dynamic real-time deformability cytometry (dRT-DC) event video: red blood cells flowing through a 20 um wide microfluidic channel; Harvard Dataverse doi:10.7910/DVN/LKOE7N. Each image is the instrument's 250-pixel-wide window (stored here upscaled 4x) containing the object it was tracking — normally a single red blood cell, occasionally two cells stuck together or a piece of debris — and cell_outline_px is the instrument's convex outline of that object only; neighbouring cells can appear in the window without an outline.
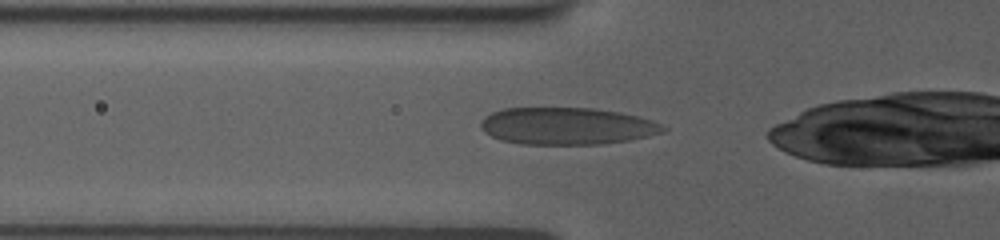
{"species": "human", "species_latin": "Homo sapiens", "temperature_condition": "room temperature", "stored_images_in_passage": 27, "camera_frame_rate_fps": 3000, "um_per_image_px": 0.085, "donor": {"sex": "female"}, "frame": {"image": 1, "passage_image": 2, "time_ms": 0.333, "image_size_px": [1000, 240], "cell_outline_px": [[668, 128], [664, 132], [648, 136], [628, 140], [600, 144], [520, 144], [500, 140], [484, 132], [480, 128], [480, 124], [484, 116], [492, 112], [504, 108], [592, 108], [620, 112], [652, 120]], "centroid_in_image_um": [48.16, 10.71], "position_along_channel_um": 77.6, "area_um2": 39.48}}
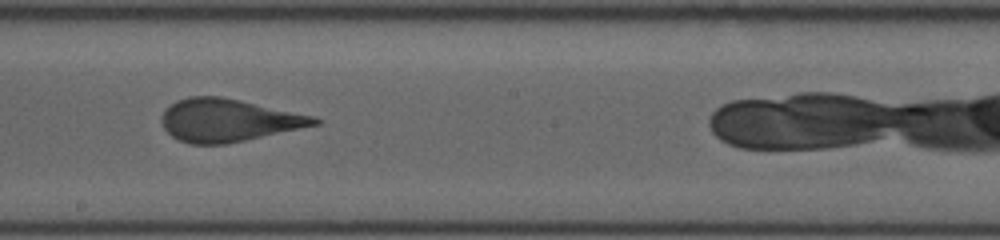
{"frame": {"image": 2, "passage_image": 14, "time_ms": 4.333, "image_size_px": [1000, 240], "cell_outline_px": [[320, 124], [244, 140], [224, 144], [192, 144], [180, 140], [172, 136], [164, 128], [160, 120], [164, 112], [176, 100], [188, 96], [220, 96], [240, 100], [316, 116], [320, 120]], "centroid_in_image_um": [19.41, 10.21], "position_along_channel_um": 228.8, "area_um2": 37.69}}
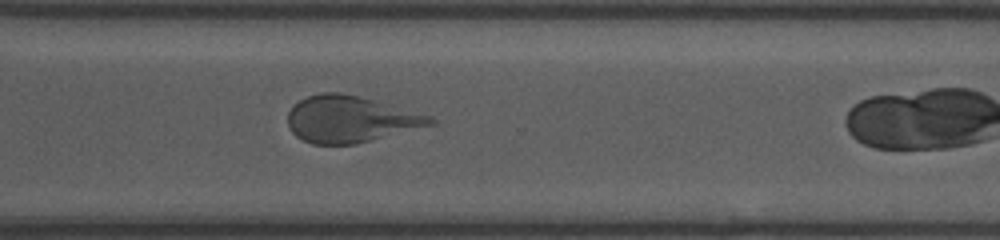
{"frame": {"image": 3, "passage_image": 23, "time_ms": 7.333, "image_size_px": [1000, 240], "cell_outline_px": [[436, 124], [356, 144], [312, 144], [296, 136], [292, 132], [288, 124], [288, 112], [300, 100], [308, 96], [320, 92], [340, 92], [356, 96], [432, 116], [436, 120]], "centroid_in_image_um": [29.78, 10.14], "position_along_channel_um": 340.8, "area_um2": 38.21}}